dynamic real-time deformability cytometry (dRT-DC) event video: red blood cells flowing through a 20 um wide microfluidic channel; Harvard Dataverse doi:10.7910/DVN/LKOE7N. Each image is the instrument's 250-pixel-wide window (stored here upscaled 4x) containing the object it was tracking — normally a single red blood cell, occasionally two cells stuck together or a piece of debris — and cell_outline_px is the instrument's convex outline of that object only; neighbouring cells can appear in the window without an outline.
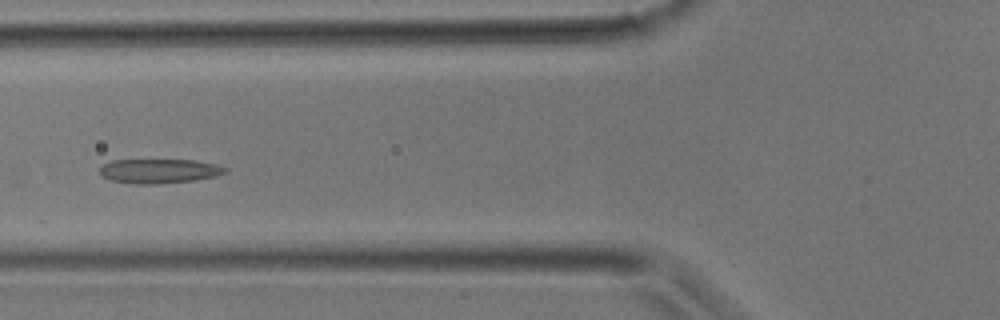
{"species": "common noctule bat (a hibernating species)", "species_latin": "Nyctalus noctula", "temperature_condition": "room temperature", "stored_images_in_passage": 37, "camera_frame_rate_fps": 3000, "um_per_image_px": 0.085, "animal": {"sex": "male", "body_mass_g": 17.9}, "frame": {"image": 1, "passage_image": 13, "time_ms": 4.0, "image_size_px": [1000, 320], "cell_outline_px": [[228, 172], [216, 176], [192, 180], [156, 184], [136, 184], [108, 180], [100, 176], [100, 168], [104, 164], [112, 160], [196, 160], [216, 164], [228, 168]], "centroid_in_image_um": [13.52, 14.54], "position_along_channel_um": 112.3, "area_um2": 17.92}}
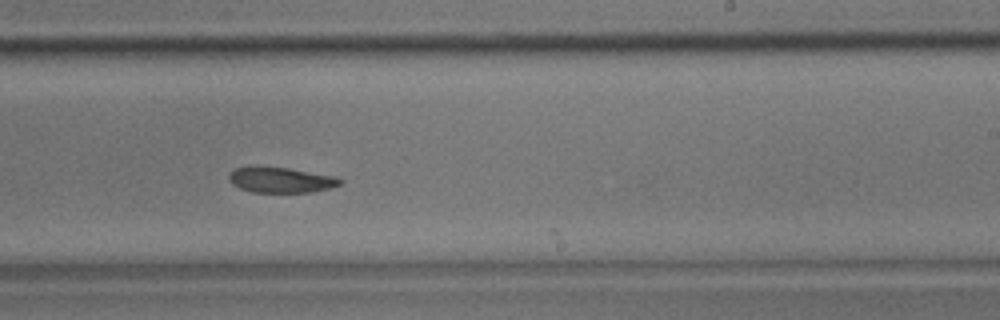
{"frame": {"image": 2, "passage_image": 22, "time_ms": 7.0, "image_size_px": [1000, 320], "cell_outline_px": [[344, 180], [340, 184], [332, 188], [312, 192], [252, 192], [240, 188], [232, 184], [228, 180], [228, 172], [236, 168], [288, 168], [336, 176]], "centroid_in_image_um": [23.91, 15.32], "position_along_channel_um": 265.1, "area_um2": 16.3}}
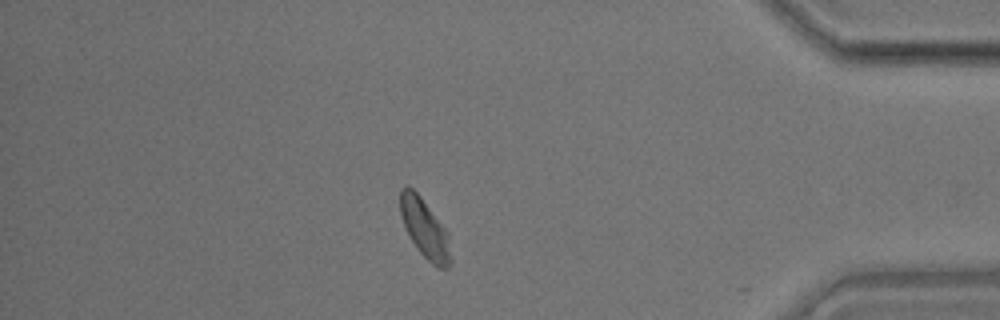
{"frame": {"image": 3, "passage_image": 32, "time_ms": 10.333, "image_size_px": [1000, 320], "cell_outline_px": [[452, 264], [448, 268], [440, 268], [432, 264], [420, 252], [412, 240], [404, 224], [400, 212], [400, 188], [404, 184], [408, 184], [420, 196], [448, 232], [452, 260]], "centroid_in_image_um": [36.12, 19.42], "position_along_channel_um": 399.1, "area_um2": 17.28}}